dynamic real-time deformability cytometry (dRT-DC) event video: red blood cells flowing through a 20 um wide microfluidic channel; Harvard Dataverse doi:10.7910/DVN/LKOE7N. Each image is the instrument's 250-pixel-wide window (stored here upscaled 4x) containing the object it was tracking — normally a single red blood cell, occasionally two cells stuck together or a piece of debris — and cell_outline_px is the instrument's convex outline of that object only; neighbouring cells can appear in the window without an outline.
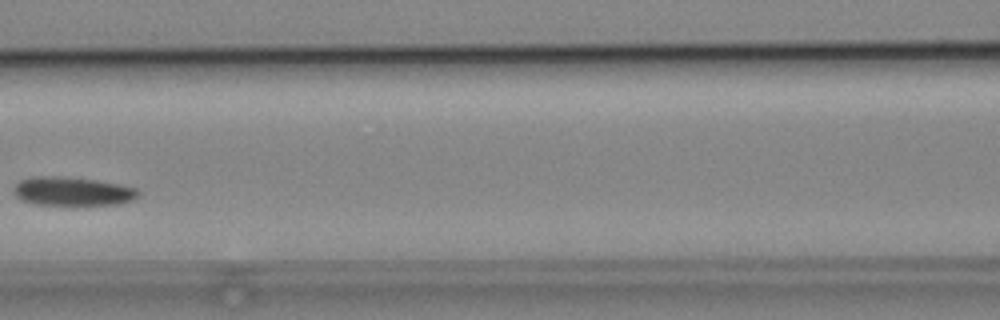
{"species": "common noctule bat (a hibernating species)", "species_latin": "Nyctalus noctula", "temperature_condition": "cold", "stored_images_in_passage": 6, "camera_frame_rate_fps": 3000, "um_per_image_px": 0.085, "animal": {"sex": "male", "body_mass_g": 19.2, "forearm_length_mm": 51.8}, "frame": {"image": 1, "passage_image": 5, "time_ms": 4.667, "image_size_px": [1000, 320], "cell_outline_px": [[140, 196], [132, 200], [116, 204], [36, 204], [20, 200], [16, 196], [12, 188], [20, 180], [32, 176], [60, 176], [96, 180], [120, 184], [136, 188], [140, 192]], "centroid_in_image_um": [6.15, 16.25], "position_along_channel_um": 160.5, "area_um2": 20.81}}
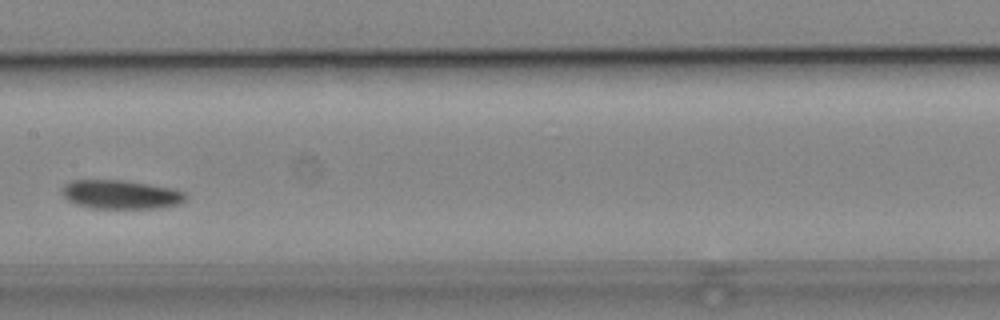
{"frame": {"image": 2, "passage_image": 6, "time_ms": 5.667, "image_size_px": [1000, 320], "cell_outline_px": [[184, 200], [180, 204], [160, 208], [92, 208], [76, 204], [68, 200], [60, 192], [60, 188], [64, 184], [72, 180], [124, 180], [148, 184], [168, 188], [184, 192]], "centroid_in_image_um": [10.2, 16.53], "position_along_channel_um": 197.2, "area_um2": 20.69}}